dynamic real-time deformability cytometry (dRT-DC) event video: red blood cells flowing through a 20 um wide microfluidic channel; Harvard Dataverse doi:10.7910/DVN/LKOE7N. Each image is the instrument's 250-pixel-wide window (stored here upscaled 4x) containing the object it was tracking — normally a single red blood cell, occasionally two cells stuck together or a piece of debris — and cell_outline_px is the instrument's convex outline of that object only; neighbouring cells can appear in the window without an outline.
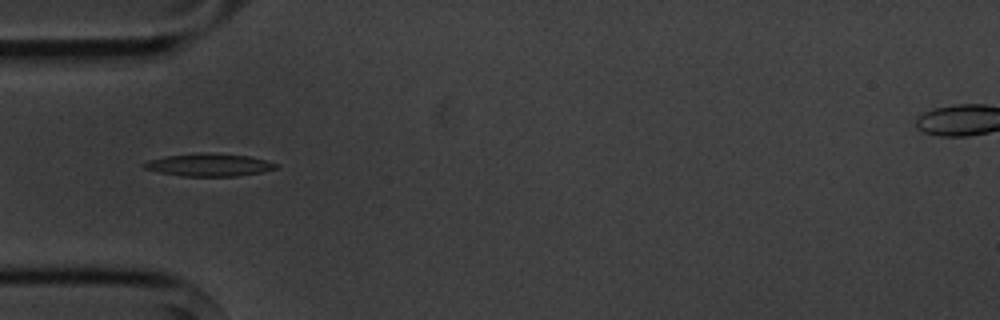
{"species": "common noctule bat (a hibernating species)", "species_latin": "Nyctalus noctula", "temperature_condition": "cold", "stored_images_in_passage": 7, "camera_frame_rate_fps": 3000, "um_per_image_px": 0.085, "animal": {"sex": "male", "body_mass_g": 20.1, "forearm_length_mm": 53.5}, "frame": {"image": 1, "passage_image": 5, "time_ms": 4.667, "image_size_px": [1000, 320], "cell_outline_px": [[280, 168], [264, 172], [236, 176], [180, 176], [160, 172], [144, 168], [140, 164], [148, 160], [164, 156], [196, 152], [212, 152], [248, 156], [280, 164]], "centroid_in_image_um": [17.78, 14.0], "position_along_channel_um": 67.2, "area_um2": 17.8}}
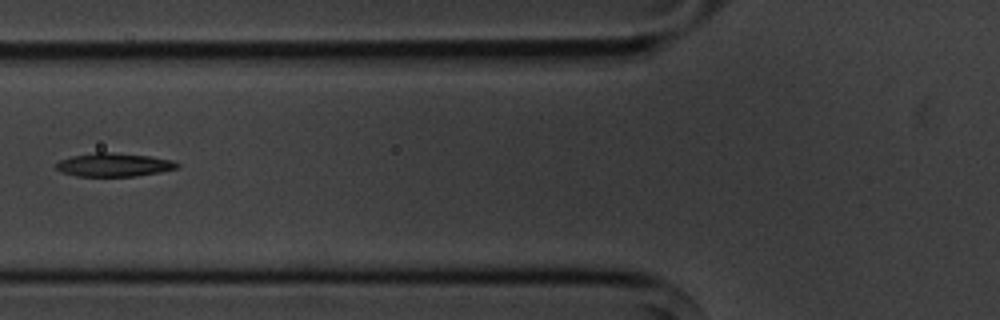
{"frame": {"image": 2, "passage_image": 6, "time_ms": 6.0, "image_size_px": [1000, 320], "cell_outline_px": [[180, 164], [176, 168], [160, 172], [136, 176], [76, 176], [60, 172], [56, 168], [56, 164], [60, 160], [72, 156], [96, 152], [112, 152], [148, 156], [172, 160]], "centroid_in_image_um": [9.66, 14.01], "position_along_channel_um": 116.1, "area_um2": 16.47}}
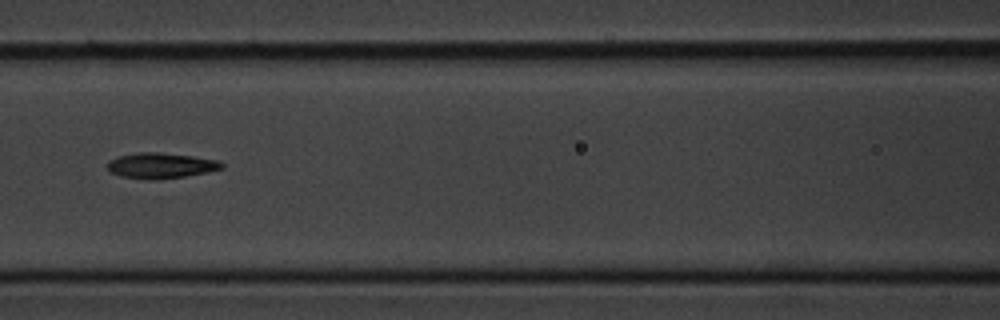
{"frame": {"image": 3, "passage_image": 7, "time_ms": 7.0, "image_size_px": [1000, 320], "cell_outline_px": [[224, 168], [208, 172], [160, 180], [152, 180], [120, 176], [112, 172], [108, 168], [108, 160], [116, 156], [136, 152], [160, 152], [192, 156], [220, 160], [224, 164]], "centroid_in_image_um": [13.68, 14.06], "position_along_channel_um": 152.9, "area_um2": 17.22}}